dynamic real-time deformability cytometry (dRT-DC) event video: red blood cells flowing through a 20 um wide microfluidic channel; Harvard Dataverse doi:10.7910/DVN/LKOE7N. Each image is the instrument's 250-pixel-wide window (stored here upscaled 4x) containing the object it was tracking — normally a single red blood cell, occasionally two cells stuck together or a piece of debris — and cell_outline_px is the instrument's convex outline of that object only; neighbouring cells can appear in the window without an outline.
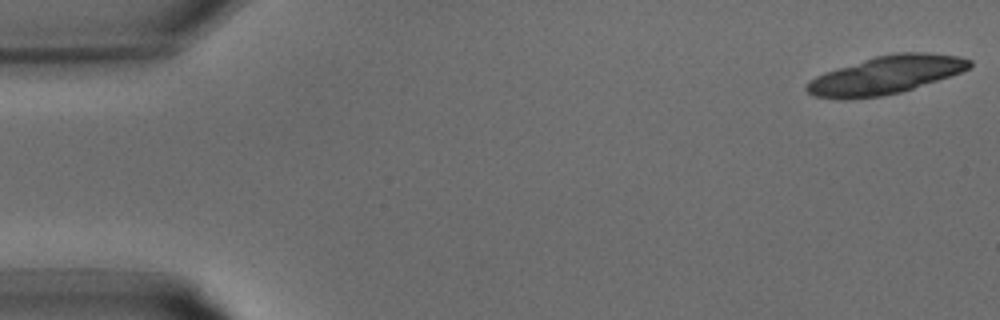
{"species": "common noctule bat (a hibernating species)", "species_latin": "Nyctalus noctula", "temperature_condition": "warm", "stored_images_in_passage": 33, "segment_of_instrument_passage": [1, 2], "camera_frame_rate_fps": 3000, "um_per_image_px": 0.085, "animal": {"sex": "male", "body_mass_g": 15.6}, "frame": {"image": 1, "passage_image": 1, "time_ms": 0.0, "image_size_px": [1000, 320], "cell_outline_px": [[972, 64], [968, 68], [960, 72], [900, 92], [880, 96], [848, 100], [840, 100], [812, 96], [804, 88], [816, 76], [824, 72], [876, 56], [892, 52], [928, 52], [960, 56], [972, 60]], "centroid_in_image_um": [75.26, 6.37], "position_along_channel_um": 9.7, "area_um2": 35.95}}